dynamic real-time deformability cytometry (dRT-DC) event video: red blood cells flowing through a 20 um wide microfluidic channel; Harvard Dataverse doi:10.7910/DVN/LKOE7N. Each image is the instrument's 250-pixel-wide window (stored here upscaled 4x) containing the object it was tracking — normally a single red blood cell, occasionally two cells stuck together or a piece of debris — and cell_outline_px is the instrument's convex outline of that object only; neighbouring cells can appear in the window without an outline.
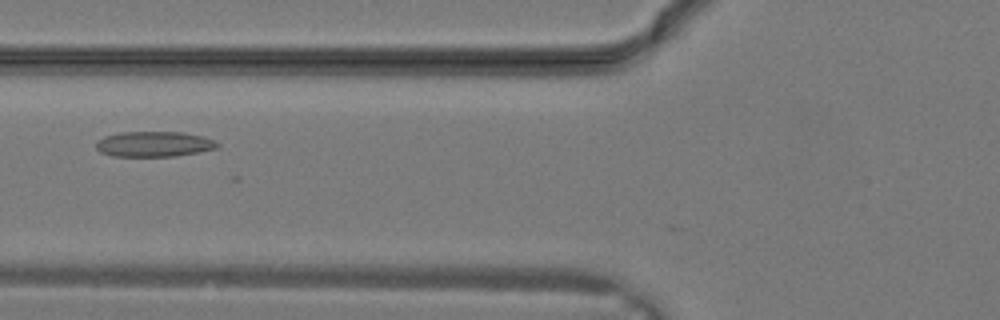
{"species": "common noctule bat (a hibernating species)", "species_latin": "Nyctalus noctula", "temperature_condition": "warm", "stored_images_in_passage": 5, "camera_frame_rate_fps": 3000, "um_per_image_px": 0.085, "animal": {"sex": "male", "body_mass_g": 19.2, "forearm_length_mm": 51.8}, "frame": {"image": 1, "passage_image": 4, "time_ms": 1.0, "image_size_px": [1000, 320], "cell_outline_px": [[220, 144], [216, 148], [176, 156], [112, 156], [100, 152], [96, 148], [96, 144], [104, 136], [120, 132], [184, 132], [204, 136]], "centroid_in_image_um": [13.08, 12.24], "position_along_channel_um": 112.7, "area_um2": 17.8}}